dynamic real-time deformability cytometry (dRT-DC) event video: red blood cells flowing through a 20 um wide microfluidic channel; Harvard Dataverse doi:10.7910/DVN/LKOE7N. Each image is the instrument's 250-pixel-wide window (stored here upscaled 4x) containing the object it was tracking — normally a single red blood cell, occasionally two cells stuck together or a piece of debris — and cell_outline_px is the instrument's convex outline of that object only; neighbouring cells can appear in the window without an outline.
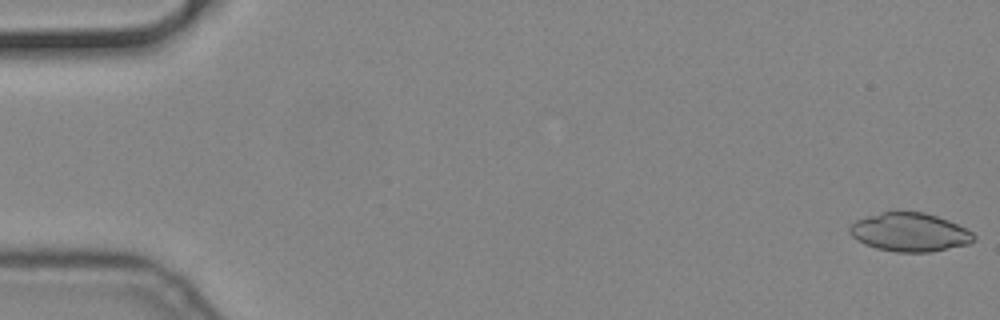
{"species": "common noctule bat (a hibernating species)", "species_latin": "Nyctalus noctula", "temperature_condition": "cold", "stored_images_in_passage": 56, "camera_frame_rate_fps": 3000, "um_per_image_px": 0.085, "animal": {"sex": "male", "body_mass_g": 19.2, "forearm_length_mm": 51.8}, "frame": {"image": 1, "passage_image": 1, "time_ms": 0.0, "image_size_px": [1000, 320], "cell_outline_px": [[976, 240], [968, 244], [932, 252], [896, 252], [876, 248], [864, 244], [856, 240], [848, 232], [848, 228], [856, 220], [880, 212], [896, 208], [924, 212], [948, 220], [972, 232], [976, 236]], "centroid_in_image_um": [77.29, 19.71], "position_along_channel_um": 7.7, "area_um2": 28.55}}
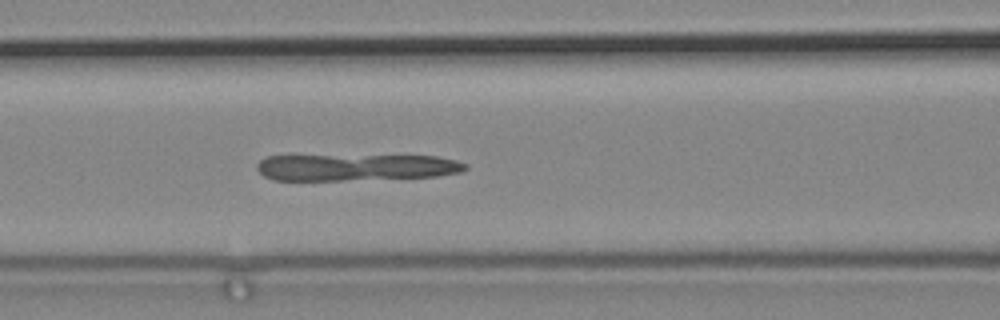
{"frame": {"image": 2, "passage_image": 24, "time_ms": 7.667, "image_size_px": [1000, 320], "cell_outline_px": [[468, 168], [460, 172], [436, 176], [340, 180], [276, 180], [264, 176], [256, 168], [256, 164], [264, 156], [292, 152], [436, 156], [456, 160], [468, 164]], "centroid_in_image_um": [30.09, 14.14], "position_along_channel_um": 136.5, "area_um2": 34.56}}